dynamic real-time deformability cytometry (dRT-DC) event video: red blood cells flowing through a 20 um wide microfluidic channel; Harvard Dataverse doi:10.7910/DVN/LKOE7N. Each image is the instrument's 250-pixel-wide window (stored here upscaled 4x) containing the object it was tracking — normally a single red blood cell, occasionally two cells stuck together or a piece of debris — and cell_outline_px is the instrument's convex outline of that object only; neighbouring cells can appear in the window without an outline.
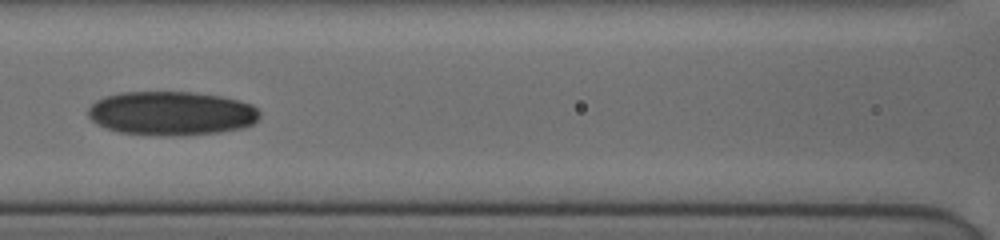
{"species": "human", "species_latin": "Homo sapiens", "temperature_condition": "cold", "stored_images_in_passage": 45, "camera_frame_rate_fps": 3000, "um_per_image_px": 0.085, "donor": {"sex": "female"}, "frame": {"image": 1, "passage_image": 20, "time_ms": 7.667, "image_size_px": [1000, 240], "cell_outline_px": [[260, 116], [252, 124], [244, 128], [220, 132], [188, 136], [156, 136], [120, 132], [104, 128], [96, 124], [88, 116], [88, 108], [96, 100], [104, 96], [120, 92], [192, 92], [220, 96], [252, 104], [260, 112]], "centroid_in_image_um": [14.55, 9.65], "position_along_channel_um": 152.0, "area_um2": 44.51}}
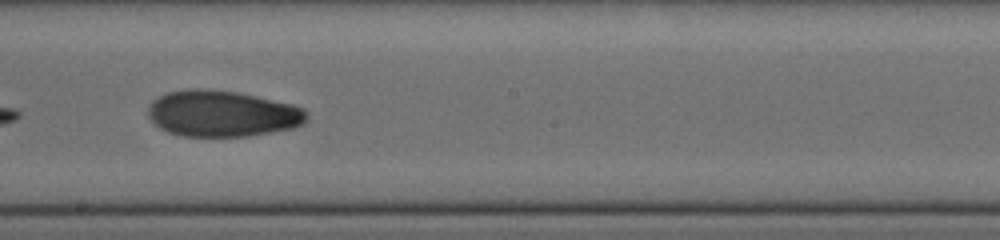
{"frame": {"image": 2, "passage_image": 26, "time_ms": 9.667, "image_size_px": [1000, 240], "cell_outline_px": [[308, 120], [304, 124], [292, 128], [248, 136], [184, 136], [168, 132], [160, 128], [148, 116], [148, 108], [152, 100], [168, 92], [236, 92], [292, 104], [304, 108], [308, 116]], "centroid_in_image_um": [18.95, 9.71], "position_along_channel_um": 229.3, "area_um2": 41.5}}
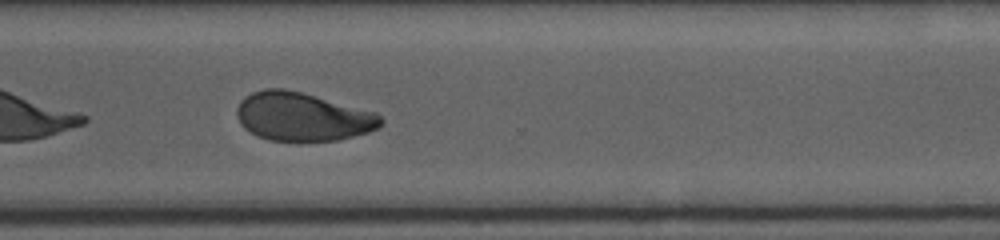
{"frame": {"image": 3, "passage_image": 35, "time_ms": 12.667, "image_size_px": [1000, 240], "cell_outline_px": [[384, 120], [380, 128], [368, 132], [336, 140], [268, 140], [244, 128], [240, 124], [236, 112], [236, 108], [240, 100], [244, 96], [252, 92], [264, 88], [284, 88], [300, 92], [376, 112]], "centroid_in_image_um": [25.7, 9.9], "position_along_channel_um": 344.9, "area_um2": 40.46}, "authors_computed_cell_mechanics": {"area_um2": 43.9858, "velocity_mm_per_s": 3.8707, "shape_relaxation_time_tau1_ms": 8.3911, "shape_relaxation_time_tau2_ms": 4.2022, "deformation_change_tau1": 0.2112, "deformation_change_tau2": 0.0701}}